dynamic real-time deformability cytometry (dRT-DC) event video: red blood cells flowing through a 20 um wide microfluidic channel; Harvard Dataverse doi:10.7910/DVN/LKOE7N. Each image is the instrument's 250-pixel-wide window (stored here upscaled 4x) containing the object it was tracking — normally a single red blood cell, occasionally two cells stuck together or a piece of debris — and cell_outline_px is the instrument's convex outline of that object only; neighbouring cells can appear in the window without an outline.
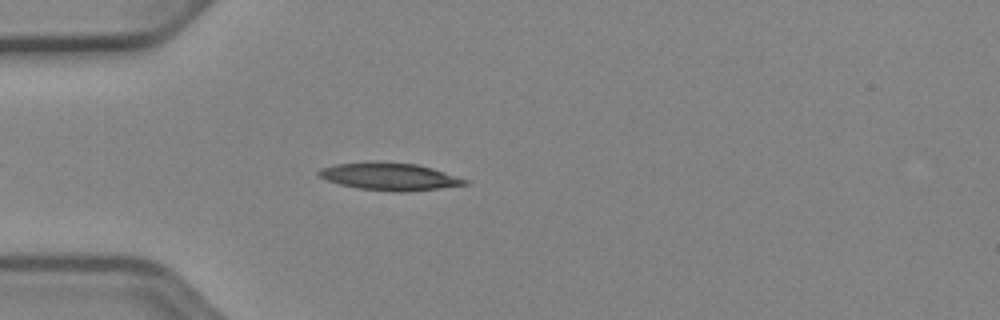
{"species": "Egyptian fruit bat (a non-hibernating species)", "species_latin": "Rousettus aegyptiacus", "temperature_condition": "cold", "stored_images_in_passage": 40, "camera_frame_rate_fps": 3000, "um_per_image_px": 0.085, "animal": {"sex": "female"}, "frame": {"image": 1, "passage_image": 6, "time_ms": 1.667, "image_size_px": [1000, 320], "cell_outline_px": [[468, 184], [440, 188], [404, 192], [392, 192], [360, 188], [340, 184], [328, 180], [320, 176], [316, 172], [320, 168], [336, 164], [416, 164], [432, 168], [468, 180]], "centroid_in_image_um": [33.15, 15.05], "position_along_channel_um": 51.8, "area_um2": 22.25}}
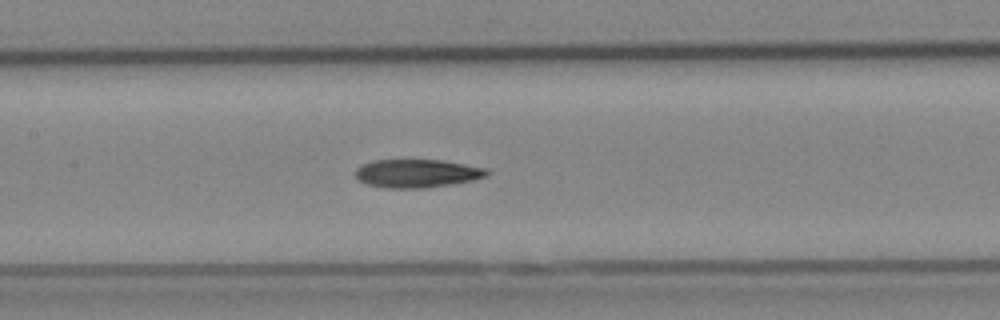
{"frame": {"image": 2, "passage_image": 16, "time_ms": 5.0, "image_size_px": [1000, 320], "cell_outline_px": [[488, 176], [472, 180], [452, 184], [424, 188], [388, 188], [368, 184], [356, 180], [356, 168], [372, 160], [444, 160], [488, 168]], "centroid_in_image_um": [35.46, 14.73], "position_along_channel_um": 171.9, "area_um2": 21.73}}
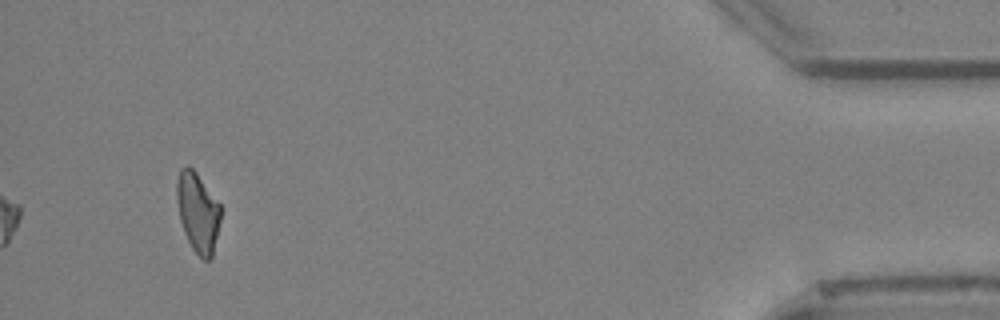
{"frame": {"image": 3, "passage_image": 40, "time_ms": 13.0, "image_size_px": [1000, 320], "cell_outline_px": [[220, 220], [212, 260], [204, 260], [192, 248], [184, 232], [180, 220], [176, 196], [176, 180], [180, 168], [188, 164], [196, 172], [220, 204]], "centroid_in_image_um": [16.8, 18.03], "position_along_channel_um": 418.4, "area_um2": 20.4}, "authors_computed_cell_mechanics": {"area_um2": 21.5594, "velocity_mm_per_s": 3.9493, "shape_relaxation_time_tau1_ms": 9.635, "shape_relaxation_time_tau2_ms": null, "deformation_change_tau1": 0.2028, "deformation_change_tau2": null}}